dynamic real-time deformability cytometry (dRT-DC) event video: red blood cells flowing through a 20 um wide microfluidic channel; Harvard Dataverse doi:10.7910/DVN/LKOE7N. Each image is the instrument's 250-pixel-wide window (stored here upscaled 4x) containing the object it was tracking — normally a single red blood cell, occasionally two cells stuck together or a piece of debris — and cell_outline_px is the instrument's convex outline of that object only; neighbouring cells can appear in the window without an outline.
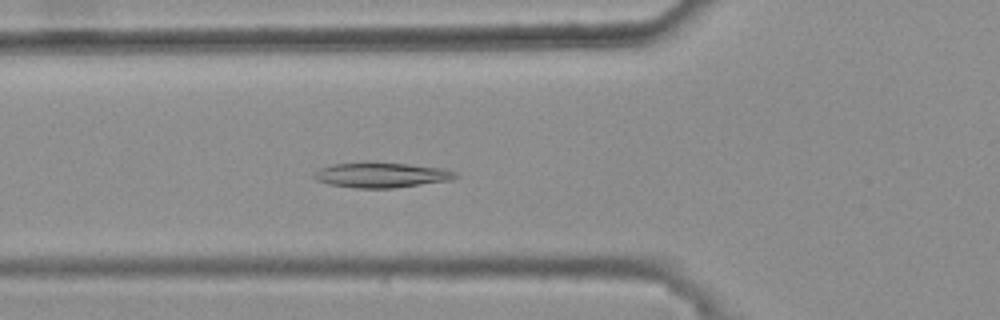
{"species": "common noctule bat (a hibernating species)", "species_latin": "Nyctalus noctula", "temperature_condition": "warm", "stored_images_in_passage": 44, "camera_frame_rate_fps": 3000, "um_per_image_px": 0.085, "animal": {"sex": "female", "body_mass_g": 25.1}, "frame": {"image": 1, "passage_image": 18, "time_ms": 5.667, "image_size_px": [1000, 320], "cell_outline_px": [[460, 176], [452, 180], [396, 188], [356, 188], [328, 184], [316, 180], [312, 176], [320, 168], [332, 164], [408, 164], [444, 168], [456, 172]], "centroid_in_image_um": [32.48, 14.91], "position_along_channel_um": 93.3, "area_um2": 20.29}}
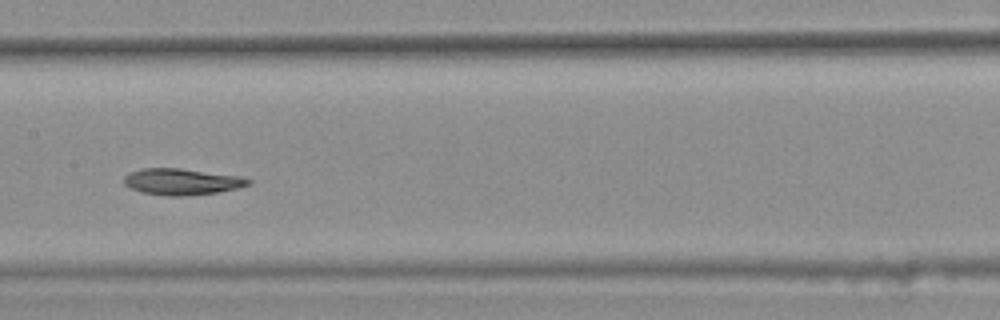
{"frame": {"image": 2, "passage_image": 26, "time_ms": 8.333, "image_size_px": [1000, 320], "cell_outline_px": [[252, 184], [236, 188], [216, 192], [188, 196], [168, 196], [144, 192], [128, 188], [124, 184], [124, 176], [128, 172], [144, 168], [180, 168], [240, 176], [252, 180]], "centroid_in_image_um": [15.44, 15.44], "position_along_channel_um": 192.0, "area_um2": 19.13}}
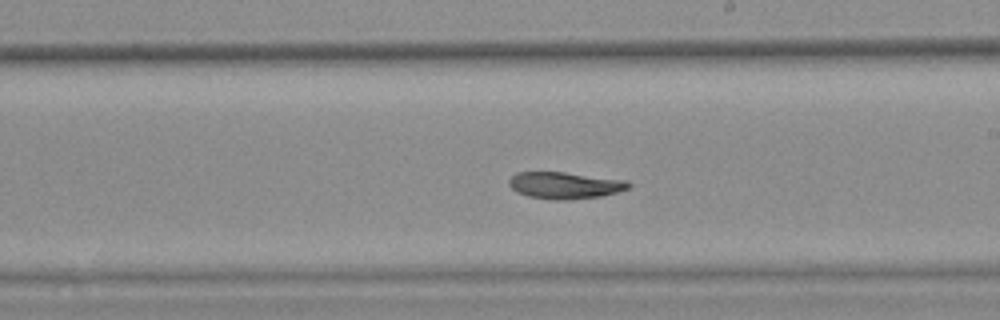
{"frame": {"image": 3, "passage_image": 30, "time_ms": 9.667, "image_size_px": [1000, 320], "cell_outline_px": [[632, 188], [620, 192], [600, 196], [568, 200], [552, 200], [528, 196], [516, 192], [508, 184], [508, 180], [516, 172], [564, 172], [628, 180], [632, 184]], "centroid_in_image_um": [48.06, 15.75], "position_along_channel_um": 240.9, "area_um2": 18.96}, "authors_computed_cell_mechanics": {"area_um2": 19.7098, "velocity_mm_per_s": 3.6908, "shape_relaxation_time_tau1_ms": null, "shape_relaxation_time_tau2_ms": 5.2188, "deformation_change_tau1": null, "deformation_change_tau2": 0.0857}}